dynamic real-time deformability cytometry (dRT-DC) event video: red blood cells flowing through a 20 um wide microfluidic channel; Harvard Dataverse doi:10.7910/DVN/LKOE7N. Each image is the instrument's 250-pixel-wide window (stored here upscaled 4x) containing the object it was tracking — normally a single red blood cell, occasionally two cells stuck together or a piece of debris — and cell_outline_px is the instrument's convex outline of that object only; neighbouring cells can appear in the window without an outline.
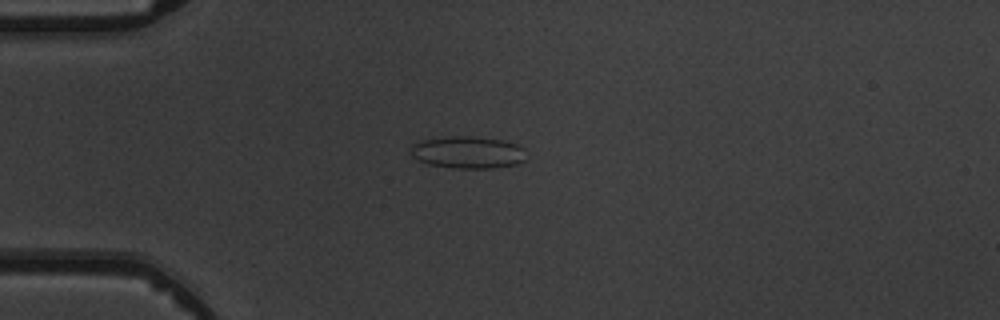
{"species": "common noctule bat (a hibernating species)", "species_latin": "Nyctalus noctula", "temperature_condition": "warm", "stored_images_in_passage": 6, "camera_frame_rate_fps": 3000, "um_per_image_px": 0.085, "animal": {"sex": "male", "body_mass_g": 19.5, "forearm_length_mm": 54.6}, "frame": {"image": 1, "passage_image": 4, "time_ms": 3.667, "image_size_px": [1000, 320], "cell_outline_px": [[524, 160], [516, 164], [492, 168], [452, 168], [428, 164], [412, 156], [412, 144], [420, 140], [448, 136], [472, 136], [504, 140], [516, 144], [524, 148]], "centroid_in_image_um": [39.76, 12.94], "position_along_channel_um": 45.2, "area_um2": 21.62}}
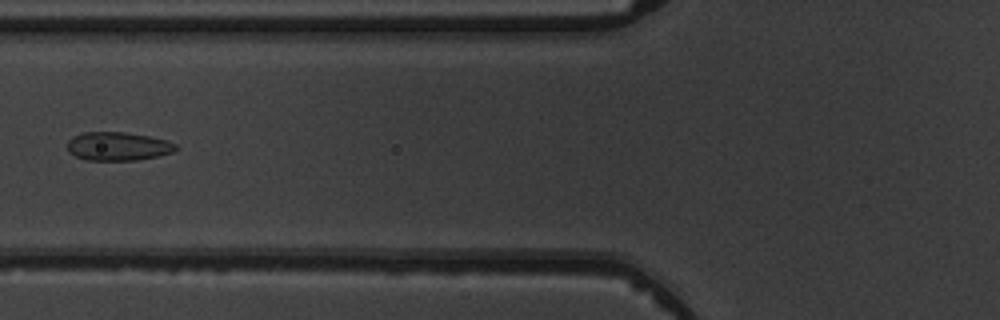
{"frame": {"image": 2, "passage_image": 6, "time_ms": 6.0, "image_size_px": [1000, 320], "cell_outline_px": [[180, 148], [172, 152], [160, 156], [136, 160], [88, 160], [76, 156], [68, 152], [68, 140], [72, 136], [84, 132], [124, 132], [148, 136], [164, 140], [176, 144]], "centroid_in_image_um": [10.03, 12.44], "position_along_channel_um": 115.8, "area_um2": 18.03}}